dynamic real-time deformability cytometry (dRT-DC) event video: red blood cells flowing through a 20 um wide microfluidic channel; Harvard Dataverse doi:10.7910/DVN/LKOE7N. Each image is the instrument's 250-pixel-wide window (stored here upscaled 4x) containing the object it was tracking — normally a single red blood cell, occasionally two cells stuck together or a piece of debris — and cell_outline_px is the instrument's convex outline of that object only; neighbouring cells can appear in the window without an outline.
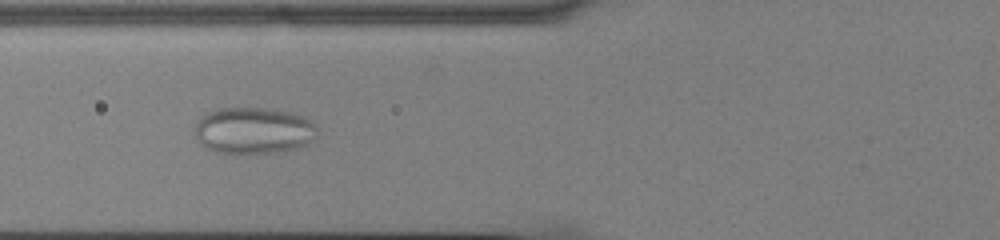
{"species": "common noctule bat (a hibernating species)", "species_latin": "Nyctalus noctula", "temperature_condition": "cold", "stored_images_in_passage": 55, "camera_frame_rate_fps": 3000, "um_per_image_px": 0.085, "animal": {"sex": "male", "body_mass_g": 13.0, "forearm_length_mm": 53.1}, "frame": {"image": 1, "passage_image": 22, "time_ms": 7.0, "image_size_px": [1000, 240], "cell_outline_px": [[316, 136], [308, 144], [284, 152], [216, 152], [208, 148], [196, 136], [196, 120], [208, 112], [216, 108], [264, 108], [288, 112], [304, 116], [316, 124]], "centroid_in_image_um": [21.59, 11.08], "position_along_channel_um": 104.2, "area_um2": 32.89}}
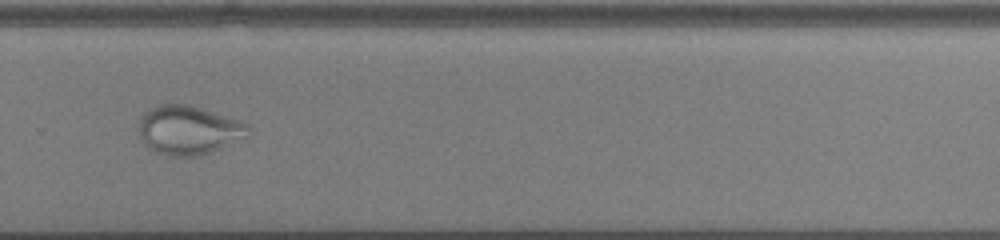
{"frame": {"image": 2, "passage_image": 39, "time_ms": 12.667, "image_size_px": [1000, 240], "cell_outline_px": [[248, 136], [212, 152], [196, 156], [168, 156], [156, 152], [148, 148], [144, 144], [140, 136], [140, 116], [144, 112], [160, 104], [184, 104], [200, 108], [248, 124]], "centroid_in_image_um": [15.99, 11.08], "position_along_channel_um": 313.8, "area_um2": 30.81}}
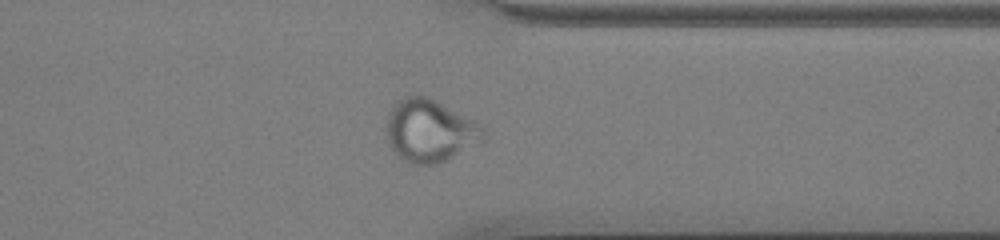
{"frame": {"image": 3, "passage_image": 44, "time_ms": 14.333, "image_size_px": [1000, 240], "cell_outline_px": [[488, 136], [484, 140], [448, 160], [436, 164], [412, 164], [404, 160], [388, 144], [388, 116], [392, 108], [404, 96], [428, 96], [476, 120], [484, 128]], "centroid_in_image_um": [36.61, 11.12], "position_along_channel_um": 374.8, "area_um2": 35.26}}